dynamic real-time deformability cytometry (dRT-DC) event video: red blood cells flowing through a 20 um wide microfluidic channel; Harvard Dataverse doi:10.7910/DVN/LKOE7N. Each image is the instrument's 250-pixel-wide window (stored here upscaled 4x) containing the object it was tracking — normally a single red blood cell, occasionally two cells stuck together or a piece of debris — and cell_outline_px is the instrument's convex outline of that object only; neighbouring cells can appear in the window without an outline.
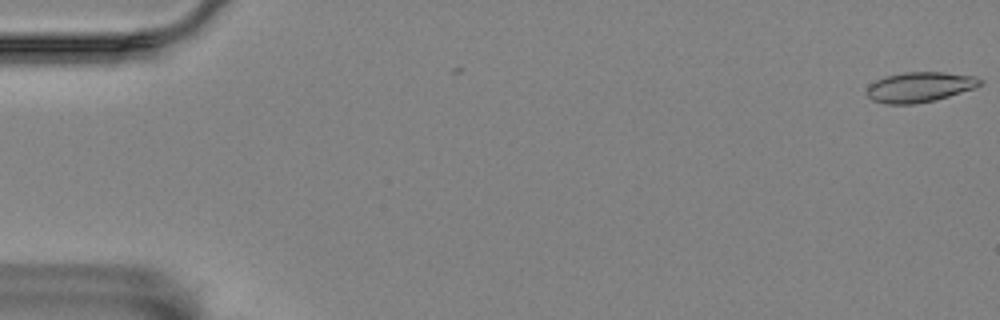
{"species": "Egyptian fruit bat (a non-hibernating species)", "species_latin": "Rousettus aegyptiacus", "temperature_condition": "room temperature", "stored_images_in_passage": 4, "camera_frame_rate_fps": 3000, "um_per_image_px": 0.085, "animal": {"sex": "female"}, "frame": {"image": 1, "passage_image": 1, "time_ms": 0.0, "image_size_px": [1000, 320], "cell_outline_px": [[984, 84], [976, 88], [936, 100], [912, 104], [884, 104], [872, 100], [868, 96], [868, 84], [884, 76], [904, 72], [944, 72], [976, 76], [984, 80]], "centroid_in_image_um": [78.22, 7.39], "position_along_channel_um": 6.8, "area_um2": 20.17}}